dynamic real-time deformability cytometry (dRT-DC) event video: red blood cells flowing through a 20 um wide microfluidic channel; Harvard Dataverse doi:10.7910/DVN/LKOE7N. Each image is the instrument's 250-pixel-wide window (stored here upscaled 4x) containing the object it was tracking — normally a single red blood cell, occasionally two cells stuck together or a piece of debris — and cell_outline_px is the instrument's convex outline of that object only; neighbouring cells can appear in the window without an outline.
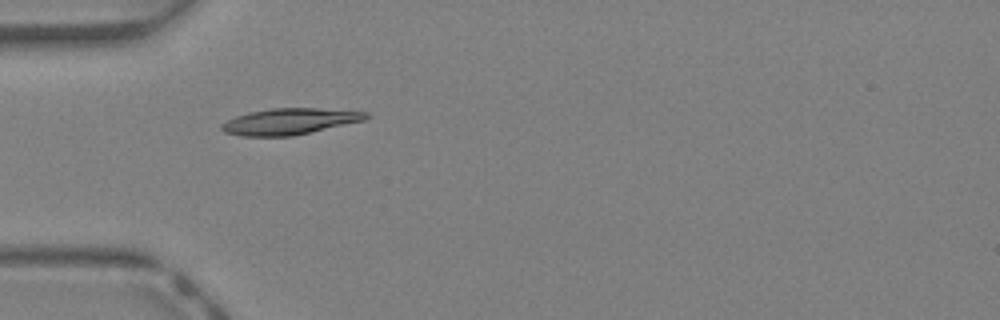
{"species": "Egyptian fruit bat (a non-hibernating species)", "species_latin": "Rousettus aegyptiacus", "temperature_condition": "warm", "stored_images_in_passage": 30, "camera_frame_rate_fps": 3000, "um_per_image_px": 0.085, "animal": {"sex": "female"}, "frame": {"image": 1, "passage_image": 1, "time_ms": 0.0, "image_size_px": [1000, 320], "cell_outline_px": [[372, 116], [364, 120], [292, 136], [240, 136], [224, 132], [220, 128], [220, 124], [236, 116], [248, 112], [272, 108], [316, 108], [368, 112]], "centroid_in_image_um": [24.6, 10.32], "position_along_channel_um": 60.4, "area_um2": 21.96}}
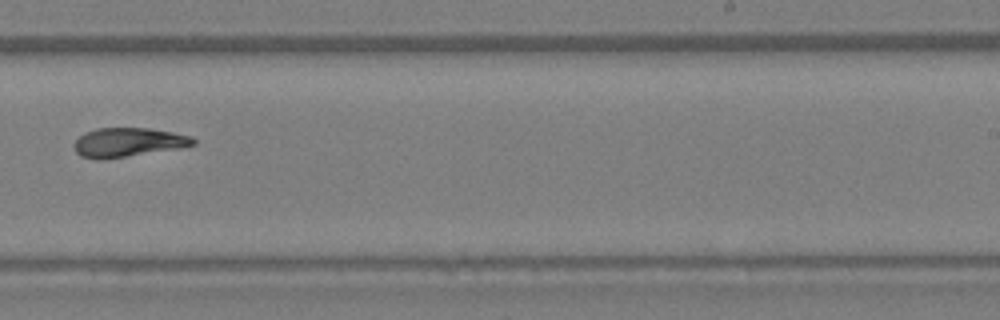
{"frame": {"image": 2, "passage_image": 15, "time_ms": 4.667, "image_size_px": [1000, 320], "cell_outline_px": [[196, 144], [180, 148], [100, 160], [96, 160], [80, 156], [76, 152], [76, 140], [84, 132], [96, 128], [148, 128], [172, 132], [192, 136], [196, 140]], "centroid_in_image_um": [10.9, 12.09], "position_along_channel_um": 278.1, "area_um2": 20.11}}
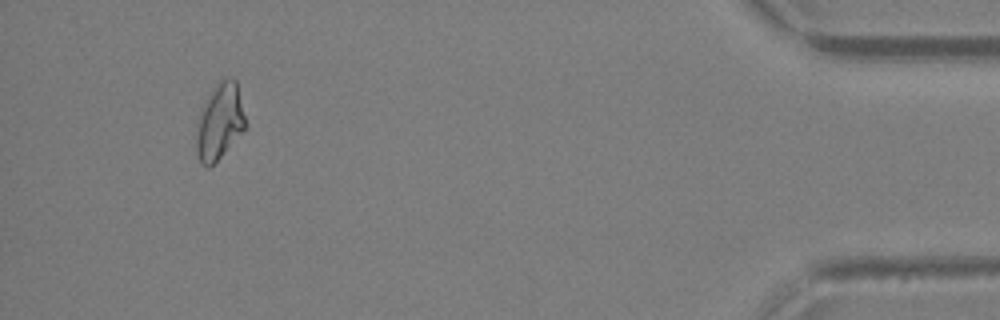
{"frame": {"image": 3, "passage_image": 28, "time_ms": 9.0, "image_size_px": [1000, 320], "cell_outline_px": [[248, 124], [244, 132], [208, 168], [200, 164], [196, 156], [196, 120], [200, 108], [212, 88], [220, 80], [228, 76], [232, 76], [236, 80]], "centroid_in_image_um": [18.66, 10.31], "position_along_channel_um": 416.5, "area_um2": 22.48}, "authors_computed_cell_mechanics": {"area_um2": 20.5768, "velocity_mm_per_s": 4.7601, "shape_relaxation_time_tau1_ms": null, "shape_relaxation_time_tau2_ms": 4.0982, "deformation_change_tau1": null, "deformation_change_tau2": 0.095}}